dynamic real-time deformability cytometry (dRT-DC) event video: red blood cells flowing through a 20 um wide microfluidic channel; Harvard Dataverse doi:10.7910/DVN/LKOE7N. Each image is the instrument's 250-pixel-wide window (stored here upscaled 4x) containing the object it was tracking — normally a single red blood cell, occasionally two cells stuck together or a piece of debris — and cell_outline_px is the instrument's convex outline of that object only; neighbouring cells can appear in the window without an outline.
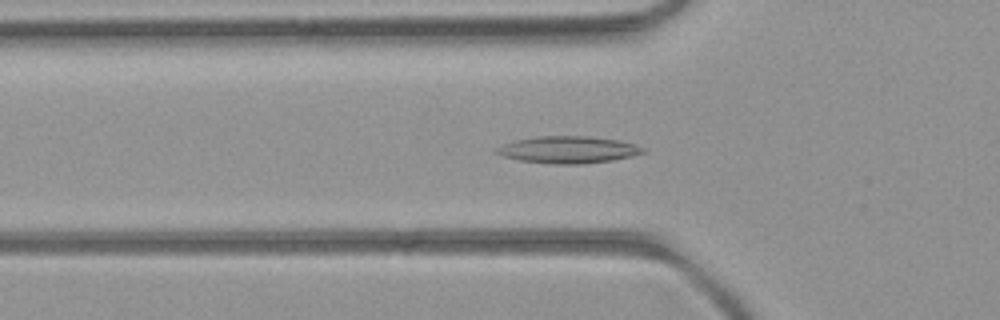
{"species": "common noctule bat (a hibernating species)", "species_latin": "Nyctalus noctula", "temperature_condition": "room temperature", "stored_images_in_passage": 39, "camera_frame_rate_fps": 3000, "um_per_image_px": 0.085, "animal": {"sex": "female", "body_mass_g": 21.9}, "frame": {"image": 1, "passage_image": 4, "time_ms": 1.0, "image_size_px": [1000, 320], "cell_outline_px": [[648, 152], [632, 156], [612, 160], [584, 164], [552, 164], [520, 160], [504, 156], [492, 152], [492, 148], [516, 140], [536, 136], [588, 136], [620, 140], [636, 144], [644, 148]], "centroid_in_image_um": [48.3, 12.72], "position_along_channel_um": 77.5, "area_um2": 23.29}}
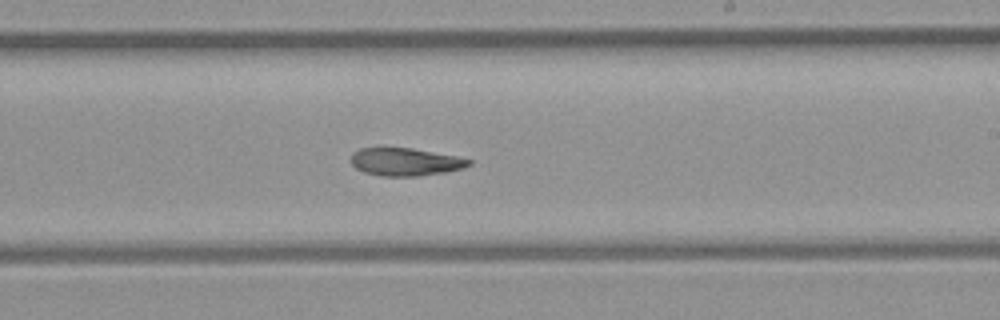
{"frame": {"image": 2, "passage_image": 17, "time_ms": 5.333, "image_size_px": [1000, 320], "cell_outline_px": [[472, 164], [464, 168], [444, 172], [416, 176], [380, 176], [364, 172], [356, 168], [352, 164], [352, 152], [360, 148], [380, 144], [412, 148], [456, 156], [472, 160]], "centroid_in_image_um": [34.39, 13.71], "position_along_channel_um": 254.6, "area_um2": 19.77}}
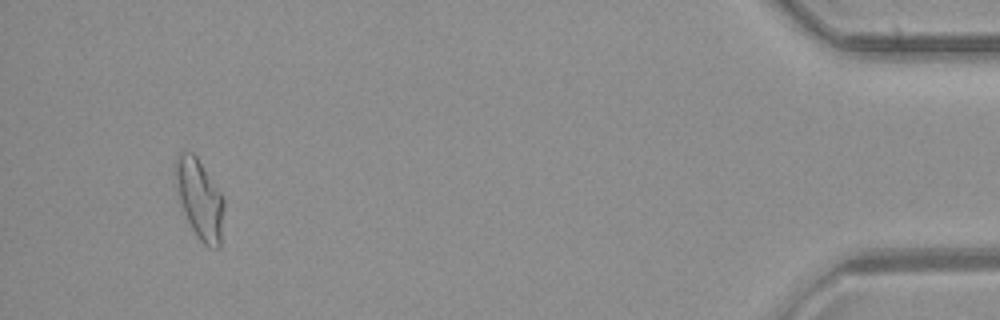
{"frame": {"image": 3, "passage_image": 35, "time_ms": 11.333, "image_size_px": [1000, 320], "cell_outline_px": [[224, 208], [220, 248], [208, 248], [196, 236], [176, 196], [172, 172], [176, 156], [180, 152], [192, 152], [196, 156], [220, 192], [224, 200]], "centroid_in_image_um": [16.92, 16.9], "position_along_channel_um": 418.3, "area_um2": 22.95}, "authors_computed_cell_mechanics": {"area_um2": 20.23, "velocity_mm_per_s": 4.065, "shape_relaxation_time_tau1_ms": null, "shape_relaxation_time_tau2_ms": 6.9532, "deformation_change_tau1": null, "deformation_change_tau2": 0.1592}}